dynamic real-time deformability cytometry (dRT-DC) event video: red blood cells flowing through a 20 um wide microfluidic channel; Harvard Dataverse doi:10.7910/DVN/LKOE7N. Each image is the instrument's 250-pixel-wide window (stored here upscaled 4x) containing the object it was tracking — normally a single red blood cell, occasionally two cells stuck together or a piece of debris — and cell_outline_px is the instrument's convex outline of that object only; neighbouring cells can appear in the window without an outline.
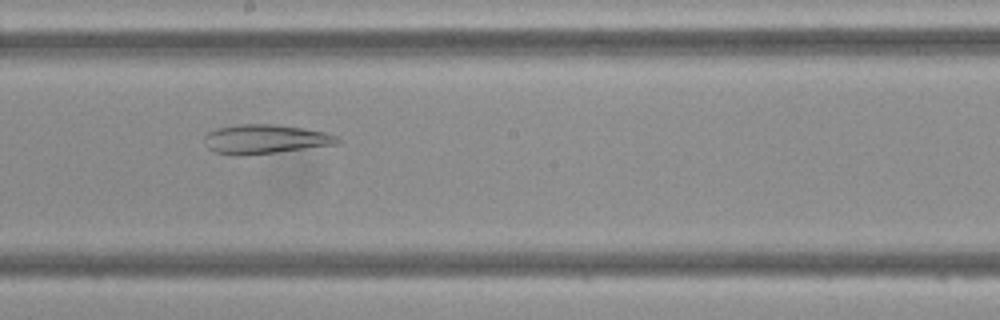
{"species": "Egyptian fruit bat (a non-hibernating species)", "species_latin": "Rousettus aegyptiacus", "temperature_condition": "cold", "stored_images_in_passage": 36, "camera_frame_rate_fps": 3000, "um_per_image_px": 0.085, "frame": {"image": 1, "passage_image": 14, "time_ms": 4.333, "image_size_px": [1000, 320], "cell_outline_px": [[340, 144], [244, 156], [240, 156], [216, 152], [208, 148], [204, 140], [204, 136], [208, 132], [216, 128], [240, 124], [276, 124], [304, 128], [324, 132], [336, 136], [340, 140]], "centroid_in_image_um": [22.53, 11.83], "position_along_channel_um": 225.7, "area_um2": 22.72}}
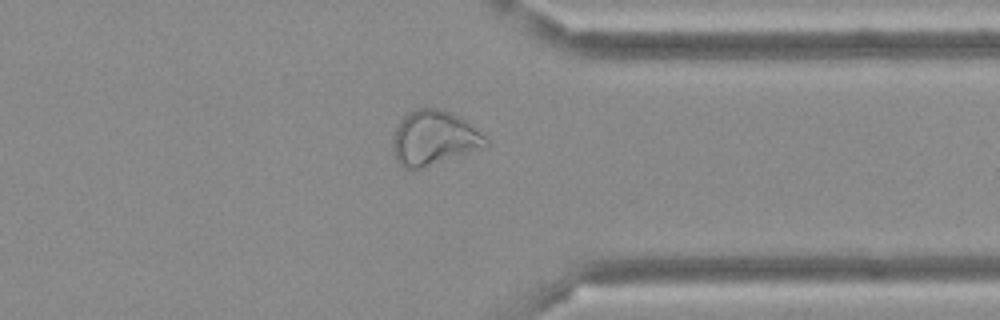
{"frame": {"image": 2, "passage_image": 25, "time_ms": 8.0, "image_size_px": [1000, 320], "cell_outline_px": [[488, 144], [420, 168], [404, 168], [396, 160], [396, 128], [400, 120], [408, 112], [416, 108], [436, 108], [452, 112], [464, 120], [480, 132], [488, 140]], "centroid_in_image_um": [36.87, 11.68], "position_along_channel_um": 374.5, "area_um2": 28.09}}
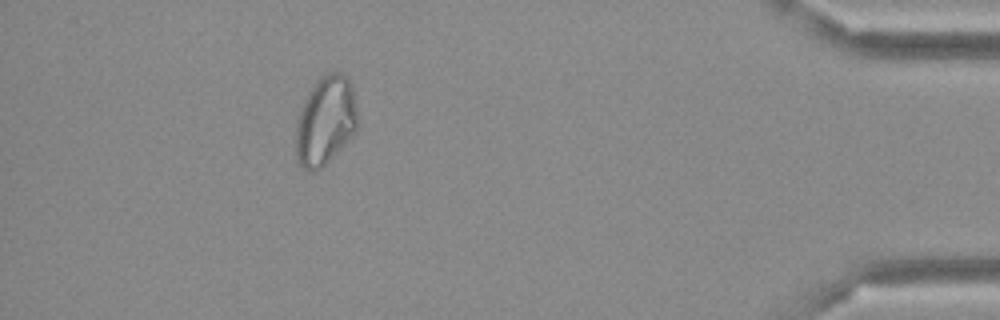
{"frame": {"image": 3, "passage_image": 31, "time_ms": 10.0, "image_size_px": [1000, 320], "cell_outline_px": [[356, 128], [352, 136], [316, 172], [304, 172], [296, 164], [296, 128], [300, 108], [308, 92], [320, 76], [328, 72], [340, 72], [352, 84], [356, 108]], "centroid_in_image_um": [27.62, 10.29], "position_along_channel_um": 407.6, "area_um2": 31.96}}